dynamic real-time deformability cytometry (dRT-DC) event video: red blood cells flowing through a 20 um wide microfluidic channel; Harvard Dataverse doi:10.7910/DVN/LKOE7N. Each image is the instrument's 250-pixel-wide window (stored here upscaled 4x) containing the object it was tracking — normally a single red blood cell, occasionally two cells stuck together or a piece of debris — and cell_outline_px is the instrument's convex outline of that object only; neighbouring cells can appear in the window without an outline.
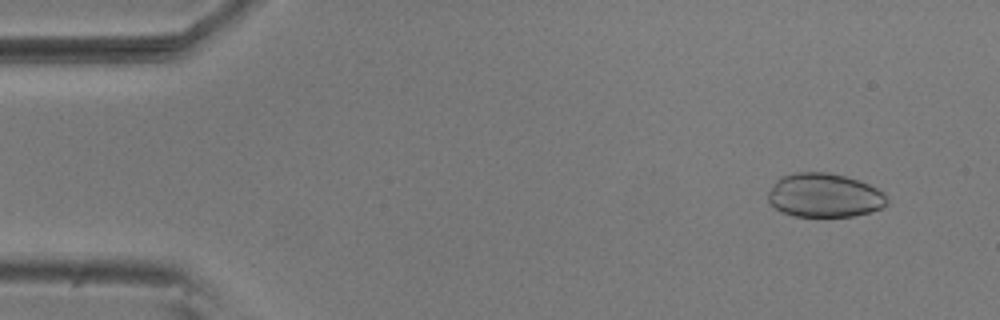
{"species": "common noctule bat (a hibernating species)", "species_latin": "Nyctalus noctula", "temperature_condition": "room temperature", "stored_images_in_passage": 53, "camera_frame_rate_fps": 3000, "um_per_image_px": 0.085, "animal": {"sex": "male", "body_mass_g": 20.5, "forearm_length_mm": 52.5}, "frame": {"image": 1, "passage_image": 4, "time_ms": 1.0, "image_size_px": [1000, 320], "cell_outline_px": [[888, 204], [880, 208], [868, 212], [852, 216], [792, 216], [780, 212], [768, 200], [768, 192], [776, 180], [780, 176], [796, 172], [828, 172], [844, 176], [868, 184], [876, 188], [888, 200]], "centroid_in_image_um": [70.02, 16.6], "position_along_channel_um": 15.0, "area_um2": 30.23}}
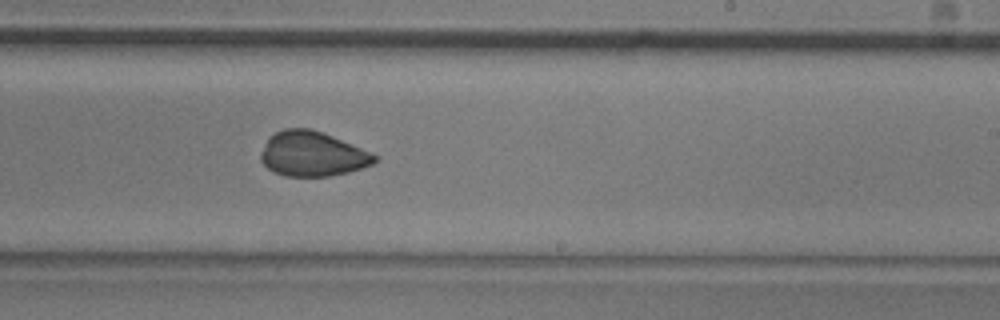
{"frame": {"image": 2, "passage_image": 32, "time_ms": 10.333, "image_size_px": [1000, 320], "cell_outline_px": [[380, 156], [372, 164], [348, 172], [328, 176], [284, 176], [272, 172], [260, 160], [260, 152], [268, 136], [284, 128], [312, 128], [332, 136]], "centroid_in_image_um": [26.51, 13.08], "position_along_channel_um": 262.5, "area_um2": 29.77}}
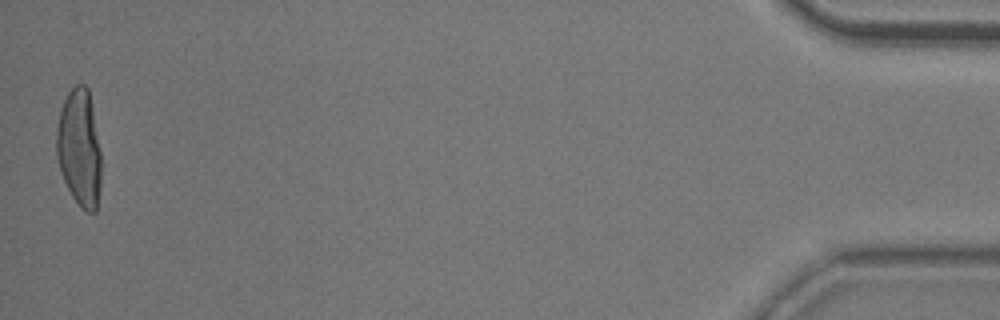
{"frame": {"image": 3, "passage_image": 53, "time_ms": 17.333, "image_size_px": [1000, 320], "cell_outline_px": [[100, 188], [96, 212], [88, 212], [72, 196], [64, 180], [56, 156], [56, 128], [60, 112], [64, 100], [68, 92], [76, 84], [84, 84], [88, 88], [92, 108], [100, 152]], "centroid_in_image_um": [6.73, 12.57], "position_along_channel_um": 428.5, "area_um2": 30.11}}